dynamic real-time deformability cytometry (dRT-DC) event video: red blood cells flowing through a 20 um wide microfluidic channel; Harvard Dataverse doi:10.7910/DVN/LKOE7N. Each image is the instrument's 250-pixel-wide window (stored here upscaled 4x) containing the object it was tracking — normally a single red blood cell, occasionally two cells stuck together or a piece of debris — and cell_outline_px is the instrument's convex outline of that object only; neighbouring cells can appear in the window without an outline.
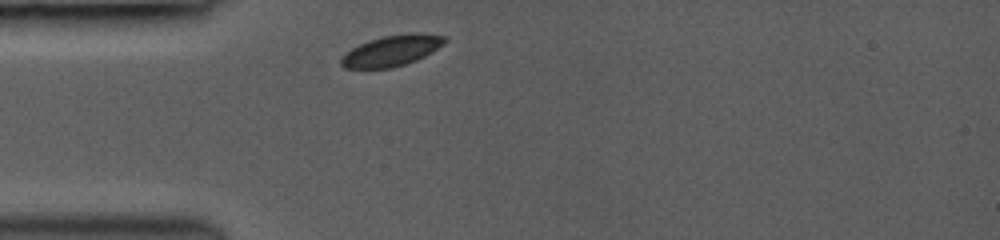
{"species": "common noctule bat (a hibernating species)", "species_latin": "Nyctalus noctula", "temperature_condition": "room temperature", "stored_images_in_passage": 2, "camera_frame_rate_fps": 3000, "um_per_image_px": 0.085, "animal": {"sex": "female", "body_mass_g": 19.0, "forearm_length_mm": 53.3}, "frame": {"image": 1, "passage_image": 1, "time_ms": 0.0, "image_size_px": [1000, 240], "cell_outline_px": [[448, 40], [444, 44], [432, 52], [416, 60], [392, 68], [344, 68], [340, 64], [340, 60], [352, 48], [368, 40], [380, 36], [408, 32], [420, 32], [444, 36]], "centroid_in_image_um": [33.33, 4.28], "position_along_channel_um": 51.7, "area_um2": 18.73}}